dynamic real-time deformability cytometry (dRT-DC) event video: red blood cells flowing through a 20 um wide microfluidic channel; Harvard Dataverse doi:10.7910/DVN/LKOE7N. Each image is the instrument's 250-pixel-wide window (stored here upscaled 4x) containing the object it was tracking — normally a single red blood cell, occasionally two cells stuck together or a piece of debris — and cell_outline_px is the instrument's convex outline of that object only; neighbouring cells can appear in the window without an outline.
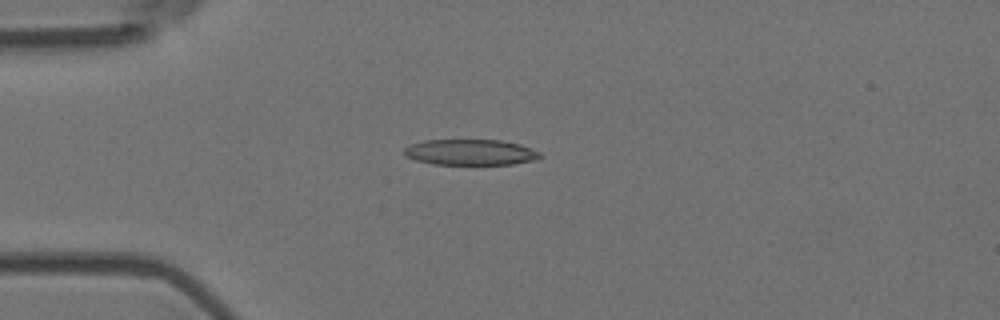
{"species": "Egyptian fruit bat (a non-hibernating species)", "species_latin": "Rousettus aegyptiacus", "temperature_condition": "room temperature", "stored_images_in_passage": 4, "camera_frame_rate_fps": 3000, "um_per_image_px": 0.085, "animal": {"sex": "female"}, "frame": {"image": 1, "passage_image": 4, "time_ms": 1.0, "image_size_px": [1000, 320], "cell_outline_px": [[544, 156], [536, 160], [512, 164], [432, 164], [416, 160], [404, 156], [404, 148], [412, 144], [424, 140], [500, 140], [520, 144], [540, 152]], "centroid_in_image_um": [40.01, 12.94], "position_along_channel_um": 45.0, "area_um2": 20.46}}